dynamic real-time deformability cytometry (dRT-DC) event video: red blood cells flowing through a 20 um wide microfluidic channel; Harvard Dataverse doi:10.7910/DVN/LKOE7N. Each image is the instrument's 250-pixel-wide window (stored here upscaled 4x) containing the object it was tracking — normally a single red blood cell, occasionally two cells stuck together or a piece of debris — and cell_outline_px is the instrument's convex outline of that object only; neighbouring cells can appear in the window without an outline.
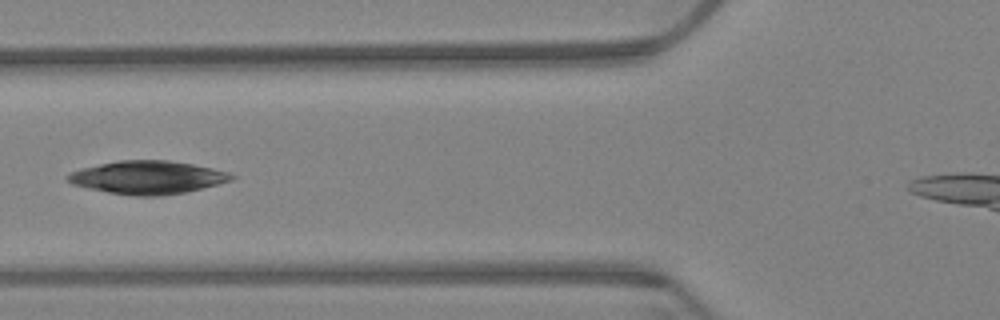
{"species": "Egyptian fruit bat (a non-hibernating species)", "species_latin": "Rousettus aegyptiacus", "temperature_condition": "warm", "stored_images_in_passage": 15, "camera_frame_rate_fps": 3000, "um_per_image_px": 0.085, "animal": {"sex": "female"}, "frame": {"image": 1, "passage_image": 2, "time_ms": 0.333, "image_size_px": [1000, 320], "cell_outline_px": [[236, 176], [232, 180], [188, 192], [160, 196], [136, 196], [108, 192], [88, 188], [72, 184], [68, 180], [68, 176], [72, 172], [80, 168], [120, 160], [168, 160], [192, 164], [212, 168], [228, 172]], "centroid_in_image_um": [12.58, 15.08], "position_along_channel_um": 113.2, "area_um2": 31.44}}
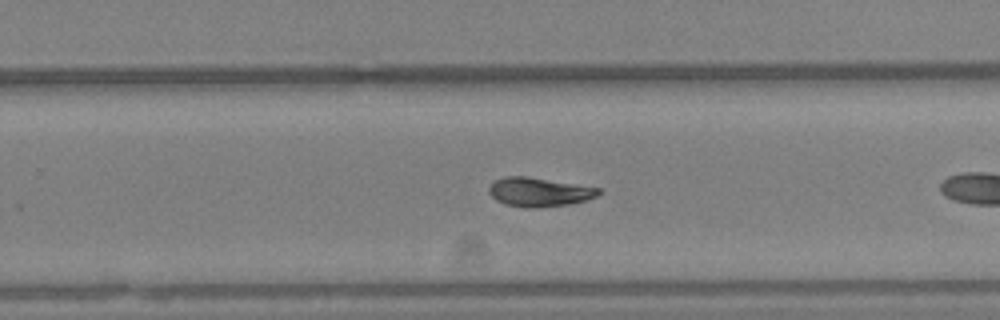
{"frame": {"image": 2, "passage_image": 10, "time_ms": 3.0, "image_size_px": [1000, 320], "cell_outline_px": [[600, 192], [596, 196], [584, 200], [568, 204], [540, 208], [524, 208], [504, 204], [496, 200], [488, 192], [488, 188], [496, 180], [504, 176], [528, 176], [600, 188]], "centroid_in_image_um": [45.78, 16.32], "position_along_channel_um": 284.0, "area_um2": 18.5}}